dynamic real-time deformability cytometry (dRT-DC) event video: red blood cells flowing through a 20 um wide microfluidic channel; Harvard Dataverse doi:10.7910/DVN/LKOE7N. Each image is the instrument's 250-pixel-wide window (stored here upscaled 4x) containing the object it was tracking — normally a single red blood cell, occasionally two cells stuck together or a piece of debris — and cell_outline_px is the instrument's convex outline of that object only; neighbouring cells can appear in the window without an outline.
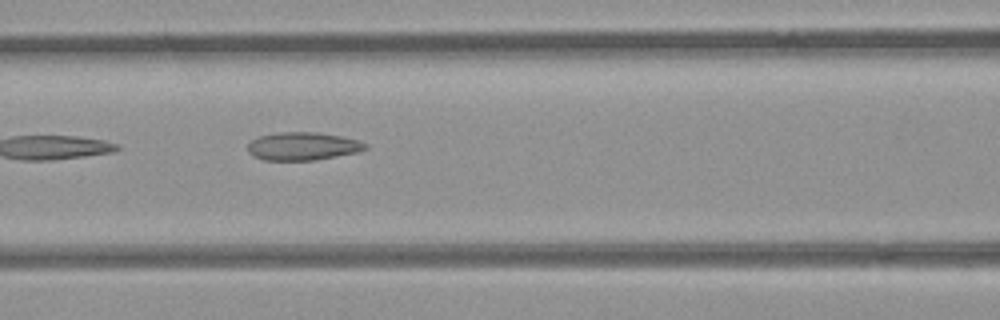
{"species": "common noctule bat (a hibernating species)", "species_latin": "Nyctalus noctula", "temperature_condition": "room temperature", "stored_images_in_passage": 6, "camera_frame_rate_fps": 3000, "um_per_image_px": 0.085, "animal": {"sex": "female", "body_mass_g": 21.9}, "frame": {"image": 1, "passage_image": 5, "time_ms": 4.333, "image_size_px": [1000, 320], "cell_outline_px": [[368, 148], [356, 152], [316, 160], [264, 160], [252, 156], [248, 152], [248, 144], [252, 140], [260, 136], [280, 132], [316, 132], [340, 136], [356, 140], [368, 144]], "centroid_in_image_um": [25.71, 12.43], "position_along_channel_um": 140.9, "area_um2": 19.07}}